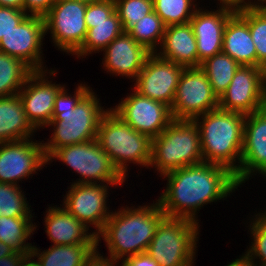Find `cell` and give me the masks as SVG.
Returning <instances> with one entry per match:
<instances>
[{"instance_id": "6da1fadb", "label": "cell", "mask_w": 266, "mask_h": 266, "mask_svg": "<svg viewBox=\"0 0 266 266\" xmlns=\"http://www.w3.org/2000/svg\"><path fill=\"white\" fill-rule=\"evenodd\" d=\"M162 177L167 185L157 200L165 216L186 218L197 224L199 209L224 200L241 187L230 170L208 162L179 168Z\"/></svg>"}, {"instance_id": "7a4b0ae2", "label": "cell", "mask_w": 266, "mask_h": 266, "mask_svg": "<svg viewBox=\"0 0 266 266\" xmlns=\"http://www.w3.org/2000/svg\"><path fill=\"white\" fill-rule=\"evenodd\" d=\"M67 92L64 86L55 97L52 120L46 126L54 131L50 140L42 143L46 158L56 149L97 139L100 121L109 110L85 83L78 84L74 95Z\"/></svg>"}, {"instance_id": "3957f363", "label": "cell", "mask_w": 266, "mask_h": 266, "mask_svg": "<svg viewBox=\"0 0 266 266\" xmlns=\"http://www.w3.org/2000/svg\"><path fill=\"white\" fill-rule=\"evenodd\" d=\"M133 207V208H132ZM112 211L103 230L96 236L97 254L119 262L129 256L146 253L160 221L165 217L158 200L150 205L120 207ZM101 238L108 248V256L98 251Z\"/></svg>"}, {"instance_id": "277c9868", "label": "cell", "mask_w": 266, "mask_h": 266, "mask_svg": "<svg viewBox=\"0 0 266 266\" xmlns=\"http://www.w3.org/2000/svg\"><path fill=\"white\" fill-rule=\"evenodd\" d=\"M245 117L218 107L194 119L200 130L204 162L227 168L235 174L237 182Z\"/></svg>"}, {"instance_id": "5b68a950", "label": "cell", "mask_w": 266, "mask_h": 266, "mask_svg": "<svg viewBox=\"0 0 266 266\" xmlns=\"http://www.w3.org/2000/svg\"><path fill=\"white\" fill-rule=\"evenodd\" d=\"M204 162L200 130L195 120L173 119L155 138H152V167L163 175L189 165Z\"/></svg>"}, {"instance_id": "8992f818", "label": "cell", "mask_w": 266, "mask_h": 266, "mask_svg": "<svg viewBox=\"0 0 266 266\" xmlns=\"http://www.w3.org/2000/svg\"><path fill=\"white\" fill-rule=\"evenodd\" d=\"M97 140L125 179L128 177L127 163L149 168L152 139L134 130L111 107L100 121Z\"/></svg>"}, {"instance_id": "52a82bcc", "label": "cell", "mask_w": 266, "mask_h": 266, "mask_svg": "<svg viewBox=\"0 0 266 266\" xmlns=\"http://www.w3.org/2000/svg\"><path fill=\"white\" fill-rule=\"evenodd\" d=\"M199 227L200 224L186 218L165 216L158 224L146 253L160 266H193Z\"/></svg>"}, {"instance_id": "ba28073f", "label": "cell", "mask_w": 266, "mask_h": 266, "mask_svg": "<svg viewBox=\"0 0 266 266\" xmlns=\"http://www.w3.org/2000/svg\"><path fill=\"white\" fill-rule=\"evenodd\" d=\"M55 159L66 163L73 171L81 175L78 180L72 182L73 184L106 183L116 187V185L123 186L126 181L114 167L109 156L101 149L97 139L56 149L47 158V164L49 165Z\"/></svg>"}, {"instance_id": "9c48e42d", "label": "cell", "mask_w": 266, "mask_h": 266, "mask_svg": "<svg viewBox=\"0 0 266 266\" xmlns=\"http://www.w3.org/2000/svg\"><path fill=\"white\" fill-rule=\"evenodd\" d=\"M87 4L73 0H57L43 17L45 33L60 51L74 54L83 44L87 26L85 13Z\"/></svg>"}, {"instance_id": "30bf717a", "label": "cell", "mask_w": 266, "mask_h": 266, "mask_svg": "<svg viewBox=\"0 0 266 266\" xmlns=\"http://www.w3.org/2000/svg\"><path fill=\"white\" fill-rule=\"evenodd\" d=\"M218 106L219 98L205 72L200 67L184 68L170 107L173 119L194 120Z\"/></svg>"}, {"instance_id": "8fae6325", "label": "cell", "mask_w": 266, "mask_h": 266, "mask_svg": "<svg viewBox=\"0 0 266 266\" xmlns=\"http://www.w3.org/2000/svg\"><path fill=\"white\" fill-rule=\"evenodd\" d=\"M266 106V70L241 65L227 90L219 97V108L245 116Z\"/></svg>"}, {"instance_id": "7c38bea8", "label": "cell", "mask_w": 266, "mask_h": 266, "mask_svg": "<svg viewBox=\"0 0 266 266\" xmlns=\"http://www.w3.org/2000/svg\"><path fill=\"white\" fill-rule=\"evenodd\" d=\"M111 186L114 187L113 184L71 183L62 207L88 229L94 225L96 231L92 233L97 236L112 213L107 206Z\"/></svg>"}, {"instance_id": "4fadbf2b", "label": "cell", "mask_w": 266, "mask_h": 266, "mask_svg": "<svg viewBox=\"0 0 266 266\" xmlns=\"http://www.w3.org/2000/svg\"><path fill=\"white\" fill-rule=\"evenodd\" d=\"M33 140L0 143V182L20 186L19 181L29 179L47 165L43 140Z\"/></svg>"}, {"instance_id": "5bb4252c", "label": "cell", "mask_w": 266, "mask_h": 266, "mask_svg": "<svg viewBox=\"0 0 266 266\" xmlns=\"http://www.w3.org/2000/svg\"><path fill=\"white\" fill-rule=\"evenodd\" d=\"M111 109L134 130L151 139L157 137L173 120L168 105L145 97L134 89Z\"/></svg>"}, {"instance_id": "9a60e30c", "label": "cell", "mask_w": 266, "mask_h": 266, "mask_svg": "<svg viewBox=\"0 0 266 266\" xmlns=\"http://www.w3.org/2000/svg\"><path fill=\"white\" fill-rule=\"evenodd\" d=\"M184 67L150 54L136 77L133 89L139 94L162 102L169 107L173 104L177 85Z\"/></svg>"}, {"instance_id": "2e32d148", "label": "cell", "mask_w": 266, "mask_h": 266, "mask_svg": "<svg viewBox=\"0 0 266 266\" xmlns=\"http://www.w3.org/2000/svg\"><path fill=\"white\" fill-rule=\"evenodd\" d=\"M45 35L44 18L28 15L18 26L2 36L0 52L19 58L33 71H43L46 68L42 60Z\"/></svg>"}, {"instance_id": "e0dca14e", "label": "cell", "mask_w": 266, "mask_h": 266, "mask_svg": "<svg viewBox=\"0 0 266 266\" xmlns=\"http://www.w3.org/2000/svg\"><path fill=\"white\" fill-rule=\"evenodd\" d=\"M56 72L57 70L47 68L43 71H33L18 93L27 119L36 130L44 129L52 120L55 97L65 86L52 83V78L48 80Z\"/></svg>"}, {"instance_id": "ac0fdd59", "label": "cell", "mask_w": 266, "mask_h": 266, "mask_svg": "<svg viewBox=\"0 0 266 266\" xmlns=\"http://www.w3.org/2000/svg\"><path fill=\"white\" fill-rule=\"evenodd\" d=\"M255 173L266 179V106L245 117L239 185Z\"/></svg>"}, {"instance_id": "d6986e66", "label": "cell", "mask_w": 266, "mask_h": 266, "mask_svg": "<svg viewBox=\"0 0 266 266\" xmlns=\"http://www.w3.org/2000/svg\"><path fill=\"white\" fill-rule=\"evenodd\" d=\"M231 11L198 7L189 21L197 42L198 67L208 58L222 52L223 33Z\"/></svg>"}, {"instance_id": "ffe728a7", "label": "cell", "mask_w": 266, "mask_h": 266, "mask_svg": "<svg viewBox=\"0 0 266 266\" xmlns=\"http://www.w3.org/2000/svg\"><path fill=\"white\" fill-rule=\"evenodd\" d=\"M103 68L110 75L125 76L133 81L151 54L128 33L122 32L103 50Z\"/></svg>"}, {"instance_id": "44dd1931", "label": "cell", "mask_w": 266, "mask_h": 266, "mask_svg": "<svg viewBox=\"0 0 266 266\" xmlns=\"http://www.w3.org/2000/svg\"><path fill=\"white\" fill-rule=\"evenodd\" d=\"M61 207L49 206L45 212V232L53 245L97 244L96 236Z\"/></svg>"}, {"instance_id": "7402d4cb", "label": "cell", "mask_w": 266, "mask_h": 266, "mask_svg": "<svg viewBox=\"0 0 266 266\" xmlns=\"http://www.w3.org/2000/svg\"><path fill=\"white\" fill-rule=\"evenodd\" d=\"M159 49L156 54L164 60L184 68L198 67L197 42L189 23L166 27Z\"/></svg>"}, {"instance_id": "603a6c76", "label": "cell", "mask_w": 266, "mask_h": 266, "mask_svg": "<svg viewBox=\"0 0 266 266\" xmlns=\"http://www.w3.org/2000/svg\"><path fill=\"white\" fill-rule=\"evenodd\" d=\"M222 52L240 65L257 67V53L249 25L238 13H234L226 23Z\"/></svg>"}, {"instance_id": "cb8c5ba5", "label": "cell", "mask_w": 266, "mask_h": 266, "mask_svg": "<svg viewBox=\"0 0 266 266\" xmlns=\"http://www.w3.org/2000/svg\"><path fill=\"white\" fill-rule=\"evenodd\" d=\"M35 132L19 94L0 97V143L32 139Z\"/></svg>"}, {"instance_id": "d4e9b609", "label": "cell", "mask_w": 266, "mask_h": 266, "mask_svg": "<svg viewBox=\"0 0 266 266\" xmlns=\"http://www.w3.org/2000/svg\"><path fill=\"white\" fill-rule=\"evenodd\" d=\"M37 246L31 249L30 257L38 266H86L97 253V244L51 245L40 251Z\"/></svg>"}, {"instance_id": "484cf974", "label": "cell", "mask_w": 266, "mask_h": 266, "mask_svg": "<svg viewBox=\"0 0 266 266\" xmlns=\"http://www.w3.org/2000/svg\"><path fill=\"white\" fill-rule=\"evenodd\" d=\"M87 34L82 46L73 54L77 58H86L93 53L102 52L122 32L123 27L117 12L109 16L105 22L86 23Z\"/></svg>"}, {"instance_id": "4316f807", "label": "cell", "mask_w": 266, "mask_h": 266, "mask_svg": "<svg viewBox=\"0 0 266 266\" xmlns=\"http://www.w3.org/2000/svg\"><path fill=\"white\" fill-rule=\"evenodd\" d=\"M33 217L0 216V241L11 247L15 252L31 253L34 245L26 242L31 239L37 225ZM29 238V239H28Z\"/></svg>"}, {"instance_id": "83f0119b", "label": "cell", "mask_w": 266, "mask_h": 266, "mask_svg": "<svg viewBox=\"0 0 266 266\" xmlns=\"http://www.w3.org/2000/svg\"><path fill=\"white\" fill-rule=\"evenodd\" d=\"M241 65L229 55L221 52L201 63L213 92L219 98L230 85L236 71Z\"/></svg>"}, {"instance_id": "f1b7e54d", "label": "cell", "mask_w": 266, "mask_h": 266, "mask_svg": "<svg viewBox=\"0 0 266 266\" xmlns=\"http://www.w3.org/2000/svg\"><path fill=\"white\" fill-rule=\"evenodd\" d=\"M32 72L19 58L0 52V97L18 94Z\"/></svg>"}, {"instance_id": "f546056e", "label": "cell", "mask_w": 266, "mask_h": 266, "mask_svg": "<svg viewBox=\"0 0 266 266\" xmlns=\"http://www.w3.org/2000/svg\"><path fill=\"white\" fill-rule=\"evenodd\" d=\"M166 26L161 18L153 11L147 14L128 31L135 41L151 54L158 52L161 46Z\"/></svg>"}, {"instance_id": "4dcf8cb0", "label": "cell", "mask_w": 266, "mask_h": 266, "mask_svg": "<svg viewBox=\"0 0 266 266\" xmlns=\"http://www.w3.org/2000/svg\"><path fill=\"white\" fill-rule=\"evenodd\" d=\"M238 14L249 25L257 53V67L266 70V5L262 4Z\"/></svg>"}, {"instance_id": "1f68e13d", "label": "cell", "mask_w": 266, "mask_h": 266, "mask_svg": "<svg viewBox=\"0 0 266 266\" xmlns=\"http://www.w3.org/2000/svg\"><path fill=\"white\" fill-rule=\"evenodd\" d=\"M197 0H153L154 12L165 26L187 24L198 8Z\"/></svg>"}, {"instance_id": "d6a6232c", "label": "cell", "mask_w": 266, "mask_h": 266, "mask_svg": "<svg viewBox=\"0 0 266 266\" xmlns=\"http://www.w3.org/2000/svg\"><path fill=\"white\" fill-rule=\"evenodd\" d=\"M250 219L251 246L240 257L248 266H266V215L255 213ZM254 218V219H253ZM259 259L255 260V259Z\"/></svg>"}, {"instance_id": "836d02e7", "label": "cell", "mask_w": 266, "mask_h": 266, "mask_svg": "<svg viewBox=\"0 0 266 266\" xmlns=\"http://www.w3.org/2000/svg\"><path fill=\"white\" fill-rule=\"evenodd\" d=\"M20 186L0 182V216L34 217Z\"/></svg>"}, {"instance_id": "e575fe53", "label": "cell", "mask_w": 266, "mask_h": 266, "mask_svg": "<svg viewBox=\"0 0 266 266\" xmlns=\"http://www.w3.org/2000/svg\"><path fill=\"white\" fill-rule=\"evenodd\" d=\"M124 32H128L136 22L154 11L153 0H114Z\"/></svg>"}, {"instance_id": "d590c367", "label": "cell", "mask_w": 266, "mask_h": 266, "mask_svg": "<svg viewBox=\"0 0 266 266\" xmlns=\"http://www.w3.org/2000/svg\"><path fill=\"white\" fill-rule=\"evenodd\" d=\"M115 12L114 0L87 4L85 23H100Z\"/></svg>"}, {"instance_id": "8d00e7d4", "label": "cell", "mask_w": 266, "mask_h": 266, "mask_svg": "<svg viewBox=\"0 0 266 266\" xmlns=\"http://www.w3.org/2000/svg\"><path fill=\"white\" fill-rule=\"evenodd\" d=\"M28 16L23 10L0 7V39Z\"/></svg>"}, {"instance_id": "74e56055", "label": "cell", "mask_w": 266, "mask_h": 266, "mask_svg": "<svg viewBox=\"0 0 266 266\" xmlns=\"http://www.w3.org/2000/svg\"><path fill=\"white\" fill-rule=\"evenodd\" d=\"M56 1L57 0H24L23 11L30 16L44 17Z\"/></svg>"}, {"instance_id": "f35d334b", "label": "cell", "mask_w": 266, "mask_h": 266, "mask_svg": "<svg viewBox=\"0 0 266 266\" xmlns=\"http://www.w3.org/2000/svg\"><path fill=\"white\" fill-rule=\"evenodd\" d=\"M220 9H226L232 13H241L248 9L262 5L260 1L256 0H217Z\"/></svg>"}, {"instance_id": "ab89813d", "label": "cell", "mask_w": 266, "mask_h": 266, "mask_svg": "<svg viewBox=\"0 0 266 266\" xmlns=\"http://www.w3.org/2000/svg\"><path fill=\"white\" fill-rule=\"evenodd\" d=\"M123 266H160L156 260H154L147 253H141L124 258L121 261Z\"/></svg>"}, {"instance_id": "60d3db41", "label": "cell", "mask_w": 266, "mask_h": 266, "mask_svg": "<svg viewBox=\"0 0 266 266\" xmlns=\"http://www.w3.org/2000/svg\"><path fill=\"white\" fill-rule=\"evenodd\" d=\"M30 254L24 252H13L9 256L0 258V266H23Z\"/></svg>"}, {"instance_id": "b9f144b4", "label": "cell", "mask_w": 266, "mask_h": 266, "mask_svg": "<svg viewBox=\"0 0 266 266\" xmlns=\"http://www.w3.org/2000/svg\"><path fill=\"white\" fill-rule=\"evenodd\" d=\"M117 266V262L104 259L97 253L95 256L86 264V266Z\"/></svg>"}, {"instance_id": "7bdbcfd3", "label": "cell", "mask_w": 266, "mask_h": 266, "mask_svg": "<svg viewBox=\"0 0 266 266\" xmlns=\"http://www.w3.org/2000/svg\"><path fill=\"white\" fill-rule=\"evenodd\" d=\"M24 0H0V7L23 10Z\"/></svg>"}, {"instance_id": "ee69618b", "label": "cell", "mask_w": 266, "mask_h": 266, "mask_svg": "<svg viewBox=\"0 0 266 266\" xmlns=\"http://www.w3.org/2000/svg\"><path fill=\"white\" fill-rule=\"evenodd\" d=\"M13 252L14 250L11 247L0 241V258L4 256H9Z\"/></svg>"}, {"instance_id": "f6af8a7d", "label": "cell", "mask_w": 266, "mask_h": 266, "mask_svg": "<svg viewBox=\"0 0 266 266\" xmlns=\"http://www.w3.org/2000/svg\"><path fill=\"white\" fill-rule=\"evenodd\" d=\"M225 266H248V265L241 258H237Z\"/></svg>"}, {"instance_id": "bcb514c9", "label": "cell", "mask_w": 266, "mask_h": 266, "mask_svg": "<svg viewBox=\"0 0 266 266\" xmlns=\"http://www.w3.org/2000/svg\"><path fill=\"white\" fill-rule=\"evenodd\" d=\"M73 1H78V2L85 3V4H92V3L103 2L107 0H73Z\"/></svg>"}, {"instance_id": "7dc6e473", "label": "cell", "mask_w": 266, "mask_h": 266, "mask_svg": "<svg viewBox=\"0 0 266 266\" xmlns=\"http://www.w3.org/2000/svg\"><path fill=\"white\" fill-rule=\"evenodd\" d=\"M23 266H38V265L36 264L35 261L32 260L31 257H29V258L25 261V263L23 264Z\"/></svg>"}, {"instance_id": "c3c4849f", "label": "cell", "mask_w": 266, "mask_h": 266, "mask_svg": "<svg viewBox=\"0 0 266 266\" xmlns=\"http://www.w3.org/2000/svg\"><path fill=\"white\" fill-rule=\"evenodd\" d=\"M260 1L262 4L266 3V0H258Z\"/></svg>"}]
</instances>
